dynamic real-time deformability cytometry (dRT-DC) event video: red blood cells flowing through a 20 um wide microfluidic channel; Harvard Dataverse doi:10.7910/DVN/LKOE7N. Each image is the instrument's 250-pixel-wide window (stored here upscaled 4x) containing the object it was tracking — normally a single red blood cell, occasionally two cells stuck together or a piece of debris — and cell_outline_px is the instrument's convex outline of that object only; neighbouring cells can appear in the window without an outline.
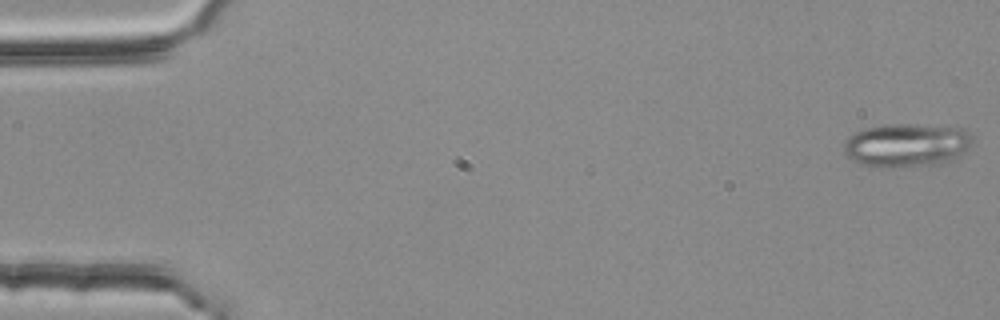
{"species": "common noctule bat (a hibernating species)", "species_latin": "Nyctalus noctula", "temperature_condition": "room temperature", "stored_images_in_passage": 54, "camera_frame_rate_fps": 3000, "um_per_image_px": 0.085, "animal": {"sex": "female", "body_mass_g": 25.1}, "frame": {"image": 1, "passage_image": 1, "time_ms": 0.0, "image_size_px": [1000, 320], "cell_outline_px": [[972, 144], [956, 160], [940, 164], [884, 168], [876, 168], [860, 164], [848, 160], [844, 152], [844, 140], [848, 136], [864, 128], [884, 124], [908, 124], [964, 128], [972, 136]], "centroid_in_image_um": [77.03, 12.36], "position_along_channel_um": 8.0, "area_um2": 33.35}}
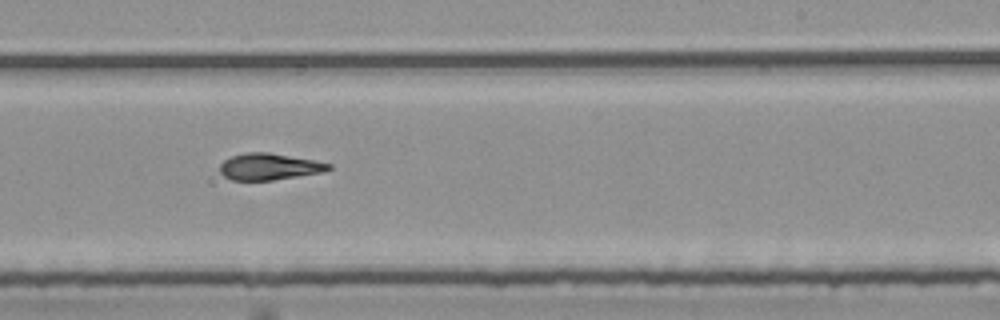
{"frame": {"image": 2, "passage_image": 33, "time_ms": 10.667, "image_size_px": [1000, 320], "cell_outline_px": [[332, 168], [324, 172], [272, 180], [232, 180], [224, 176], [220, 172], [220, 164], [224, 160], [232, 156], [244, 152], [268, 152], [312, 160], [332, 164]], "centroid_in_image_um": [22.87, 14.16], "position_along_channel_um": 266.1, "area_um2": 16.76}}
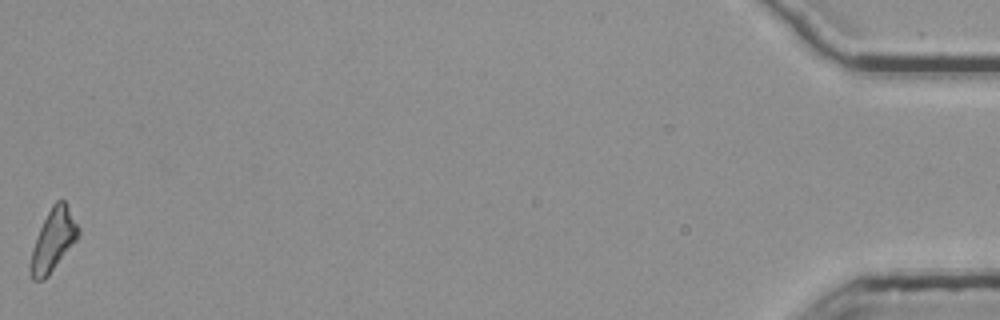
{"frame": {"image": 3, "passage_image": 54, "time_ms": 17.667, "image_size_px": [1000, 320], "cell_outline_px": [[80, 232], [76, 240], [48, 276], [44, 280], [32, 280], [28, 268], [28, 264], [32, 248], [40, 228], [52, 204], [56, 200], [64, 200], [80, 228]], "centroid_in_image_um": [4.49, 20.44], "position_along_channel_um": 430.7, "area_um2": 17.22}, "authors_computed_cell_mechanics": {"area_um2": 17.2822, "velocity_mm_per_s": 3.7979, "shape_relaxation_time_tau1_ms": 7.5101, "shape_relaxation_time_tau2_ms": 3.013, "deformation_change_tau1": 0.209, "deformation_change_tau2": 0.1199}}